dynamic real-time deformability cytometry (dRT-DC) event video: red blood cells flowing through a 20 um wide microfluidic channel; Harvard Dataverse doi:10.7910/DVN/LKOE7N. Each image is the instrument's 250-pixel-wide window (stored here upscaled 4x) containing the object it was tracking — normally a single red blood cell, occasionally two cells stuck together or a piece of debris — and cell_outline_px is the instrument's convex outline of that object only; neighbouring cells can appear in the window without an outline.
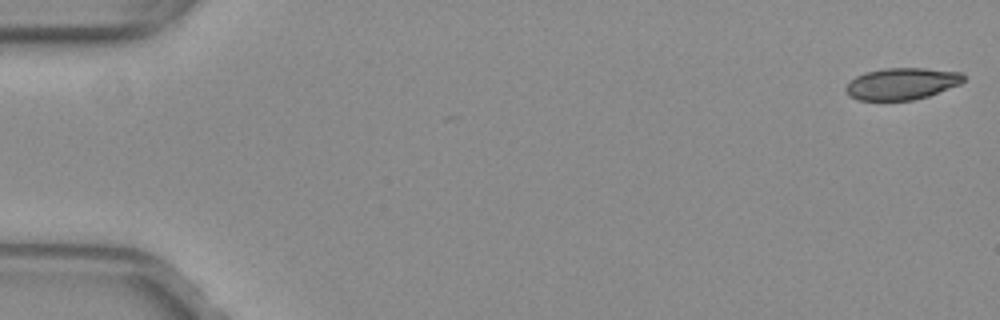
{"species": "common noctule bat (a hibernating species)", "species_latin": "Nyctalus noctula", "temperature_condition": "warm", "stored_images_in_passage": 52, "camera_frame_rate_fps": 3000, "um_per_image_px": 0.085, "animal": {"sex": "female", "body_mass_g": 29.2, "forearm_length_mm": 56.3}, "frame": {"image": 1, "passage_image": 1, "time_ms": 0.0, "image_size_px": [1000, 320], "cell_outline_px": [[964, 80], [960, 84], [928, 96], [912, 100], [856, 100], [848, 96], [844, 92], [844, 88], [856, 76], [868, 72], [884, 68], [924, 68], [964, 72]], "centroid_in_image_um": [76.65, 7.12], "position_along_channel_um": 8.4, "area_um2": 21.85}}
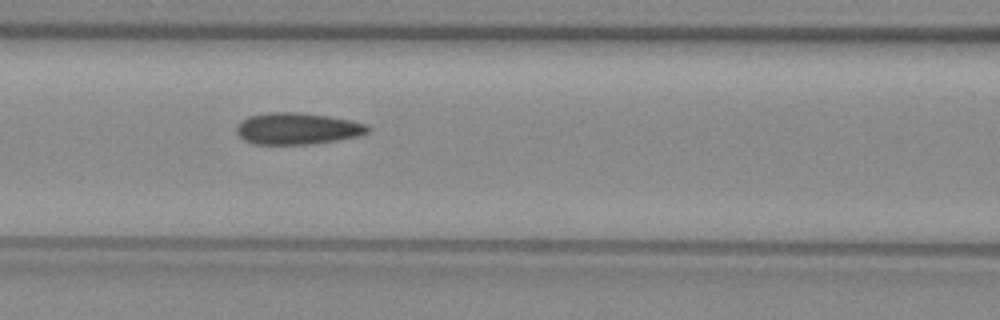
{"frame": {"image": 2, "passage_image": 23, "time_ms": 7.333, "image_size_px": [1000, 320], "cell_outline_px": [[372, 128], [368, 132], [356, 136], [336, 140], [308, 144], [256, 144], [244, 140], [236, 132], [236, 128], [248, 116], [268, 112], [300, 112], [328, 116], [352, 120], [368, 124]], "centroid_in_image_um": [25.3, 10.92], "position_along_channel_um": 141.3, "area_um2": 24.1}}
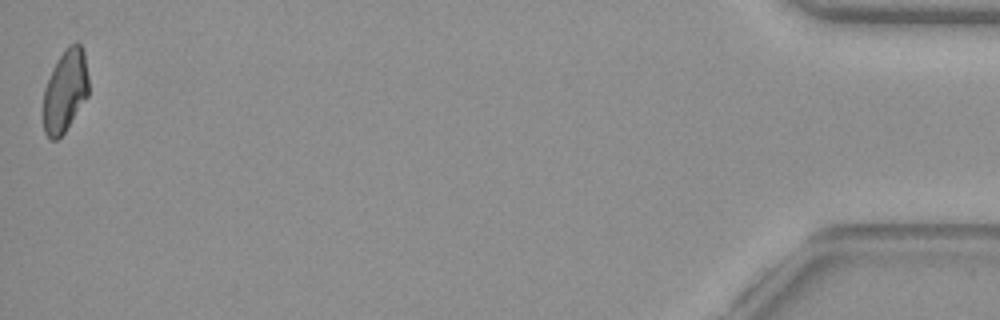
{"frame": {"image": 3, "passage_image": 52, "time_ms": 17.0, "image_size_px": [1000, 320], "cell_outline_px": [[88, 96], [64, 132], [56, 140], [52, 140], [44, 132], [44, 88], [52, 68], [56, 60], [68, 44], [76, 40], [80, 44], [84, 52], [88, 76]], "centroid_in_image_um": [5.54, 7.66], "position_along_channel_um": 429.7, "area_um2": 21.79}, "authors_computed_cell_mechanics": {"area_um2": 23.1778, "velocity_mm_per_s": 3.9987, "shape_relaxation_time_tau1_ms": null, "shape_relaxation_time_tau2_ms": 2.2968, "deformation_change_tau1": null, "deformation_change_tau2": 0.0754}}